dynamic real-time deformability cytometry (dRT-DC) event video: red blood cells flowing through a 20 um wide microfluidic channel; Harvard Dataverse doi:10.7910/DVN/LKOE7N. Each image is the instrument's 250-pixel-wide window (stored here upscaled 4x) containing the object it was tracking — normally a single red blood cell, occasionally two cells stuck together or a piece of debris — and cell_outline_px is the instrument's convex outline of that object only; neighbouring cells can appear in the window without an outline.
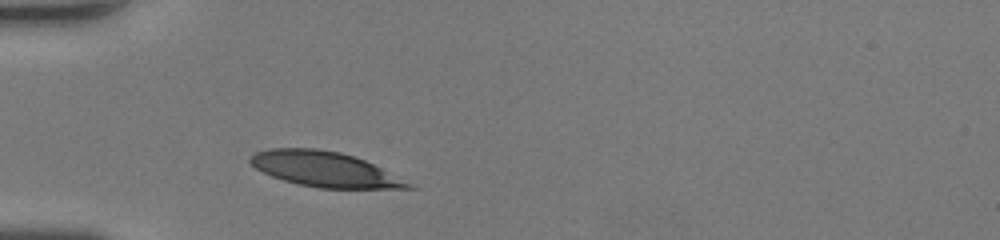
{"species": "human", "species_latin": "Homo sapiens", "temperature_condition": "room temperature", "stored_images_in_passage": 28, "camera_frame_rate_fps": 3000, "um_per_image_px": 0.085, "donor": {"sex": "female"}, "frame": {"image": 1, "passage_image": 1, "time_ms": 0.0, "image_size_px": [1000, 240], "cell_outline_px": [[416, 188], [320, 188], [300, 184], [284, 180], [272, 176], [256, 168], [248, 160], [248, 156], [256, 152], [268, 148], [316, 148], [340, 152], [364, 160], [412, 184]], "centroid_in_image_um": [27.53, 14.37], "position_along_channel_um": 57.5, "area_um2": 31.79}}
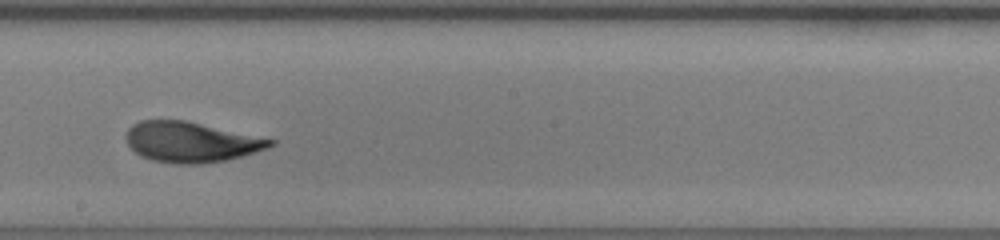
{"frame": {"image": 2, "passage_image": 14, "time_ms": 4.333, "image_size_px": [1000, 240], "cell_outline_px": [[276, 144], [268, 148], [240, 156], [224, 160], [196, 164], [172, 164], [152, 160], [140, 156], [128, 144], [124, 136], [128, 128], [132, 124], [140, 120], [184, 120], [276, 140]], "centroid_in_image_um": [16.19, 12.07], "position_along_channel_um": 232.0, "area_um2": 33.76}}
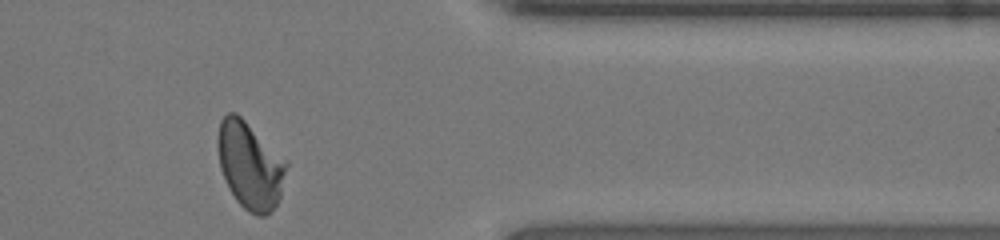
{"frame": {"image": 3, "passage_image": 26, "time_ms": 8.333, "image_size_px": [1000, 240], "cell_outline_px": [[288, 164], [280, 196], [276, 204], [264, 216], [256, 216], [248, 212], [236, 200], [228, 188], [220, 168], [216, 144], [220, 120], [228, 112], [236, 112], [288, 160]], "centroid_in_image_um": [21.24, 14.04], "position_along_channel_um": 390.2, "area_um2": 35.03}, "authors_computed_cell_mechanics": {"area_um2": 33.813, "velocity_mm_per_s": 4.3111, "shape_relaxation_time_tau1_ms": 3.9185, "shape_relaxation_time_tau2_ms": 0.8413, "deformation_change_tau1": 0.1812, "deformation_change_tau2": 0.0606}}